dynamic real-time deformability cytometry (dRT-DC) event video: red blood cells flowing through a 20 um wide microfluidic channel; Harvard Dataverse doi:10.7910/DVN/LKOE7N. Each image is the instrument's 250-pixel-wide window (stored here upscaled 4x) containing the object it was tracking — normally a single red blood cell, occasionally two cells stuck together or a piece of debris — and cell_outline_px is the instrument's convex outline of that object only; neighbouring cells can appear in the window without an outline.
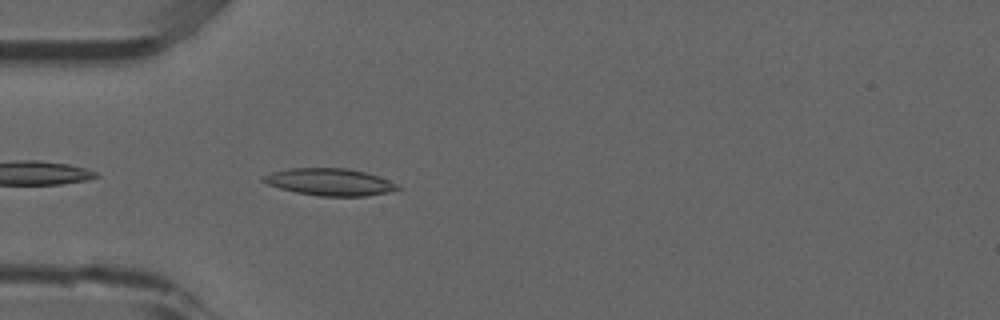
{"species": "common noctule bat (a hibernating species)", "species_latin": "Nyctalus noctula", "temperature_condition": "room temperature", "stored_images_in_passage": 4, "camera_frame_rate_fps": 3000, "um_per_image_px": 0.085, "animal": {"sex": "male", "forearm_length_mm": 52.5}, "frame": {"image": 1, "passage_image": 4, "time_ms": 1.0, "image_size_px": [1000, 320], "cell_outline_px": [[400, 188], [388, 192], [368, 196], [316, 196], [296, 192], [280, 188], [268, 184], [260, 180], [260, 176], [272, 172], [288, 168], [344, 168], [364, 172], [388, 180], [396, 184]], "centroid_in_image_um": [27.96, 15.47], "position_along_channel_um": 57.0, "area_um2": 21.1}}